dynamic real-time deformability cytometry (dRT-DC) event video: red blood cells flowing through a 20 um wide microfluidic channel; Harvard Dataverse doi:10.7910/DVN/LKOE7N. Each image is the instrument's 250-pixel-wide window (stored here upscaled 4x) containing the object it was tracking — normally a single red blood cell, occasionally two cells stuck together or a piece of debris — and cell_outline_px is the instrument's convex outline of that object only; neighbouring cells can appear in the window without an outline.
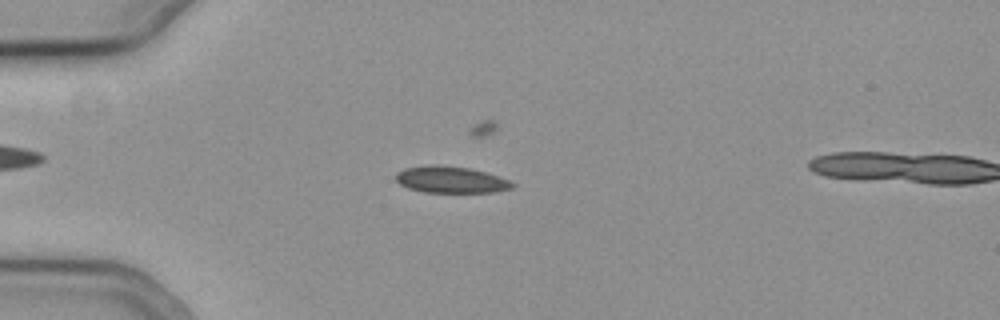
{"species": "common noctule bat (a hibernating species)", "species_latin": "Nyctalus noctula", "temperature_condition": "cold", "stored_images_in_passage": 55, "camera_frame_rate_fps": 3000, "um_per_image_px": 0.085, "animal": {"sex": "female", "body_mass_g": 19.3, "forearm_length_mm": 54.1}, "frame": {"image": 1, "passage_image": 15, "time_ms": 4.667, "image_size_px": [1000, 320], "cell_outline_px": [[516, 184], [512, 188], [492, 192], [424, 192], [408, 188], [400, 184], [396, 180], [396, 172], [404, 168], [428, 164], [440, 164], [472, 168], [508, 180]], "centroid_in_image_um": [38.28, 15.25], "position_along_channel_um": 46.7, "area_um2": 18.15}}
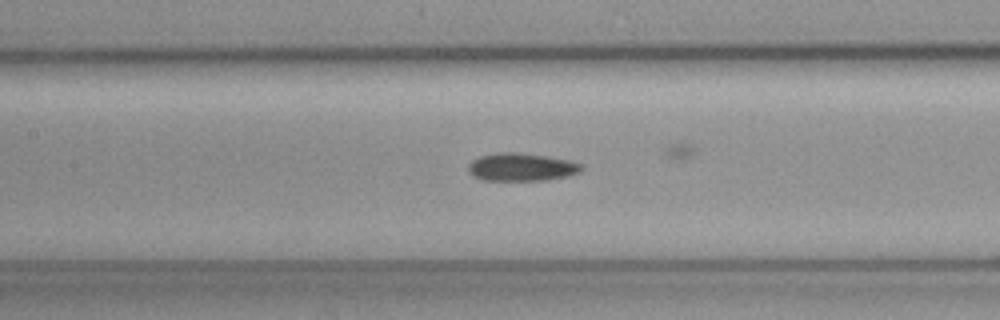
{"frame": {"image": 2, "passage_image": 26, "time_ms": 8.333, "image_size_px": [1000, 320], "cell_outline_px": [[584, 168], [580, 172], [568, 176], [548, 180], [484, 180], [468, 172], [468, 164], [472, 160], [480, 156], [496, 152], [520, 152], [548, 156], [572, 160], [584, 164]], "centroid_in_image_um": [44.39, 14.18], "position_along_channel_um": 163.0, "area_um2": 18.73}}
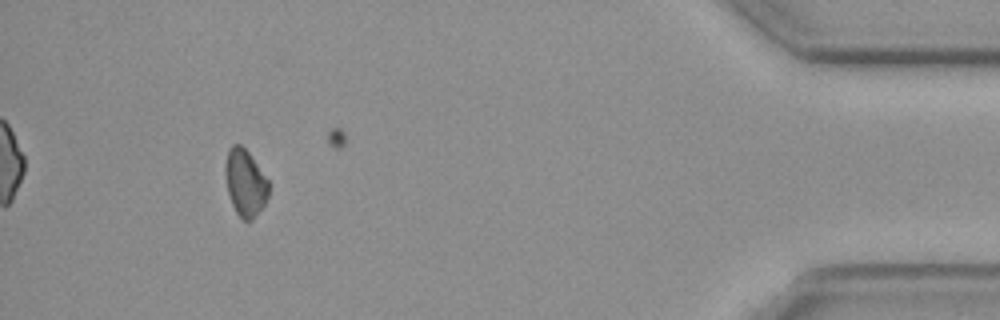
{"frame": {"image": 3, "passage_image": 51, "time_ms": 16.667, "image_size_px": [1000, 320], "cell_outline_px": [[268, 196], [264, 204], [252, 220], [244, 220], [236, 212], [232, 204], [228, 192], [224, 172], [224, 168], [228, 148], [232, 144], [240, 144], [248, 152], [268, 180]], "centroid_in_image_um": [20.82, 15.51], "position_along_channel_um": 414.4, "area_um2": 16.7}}